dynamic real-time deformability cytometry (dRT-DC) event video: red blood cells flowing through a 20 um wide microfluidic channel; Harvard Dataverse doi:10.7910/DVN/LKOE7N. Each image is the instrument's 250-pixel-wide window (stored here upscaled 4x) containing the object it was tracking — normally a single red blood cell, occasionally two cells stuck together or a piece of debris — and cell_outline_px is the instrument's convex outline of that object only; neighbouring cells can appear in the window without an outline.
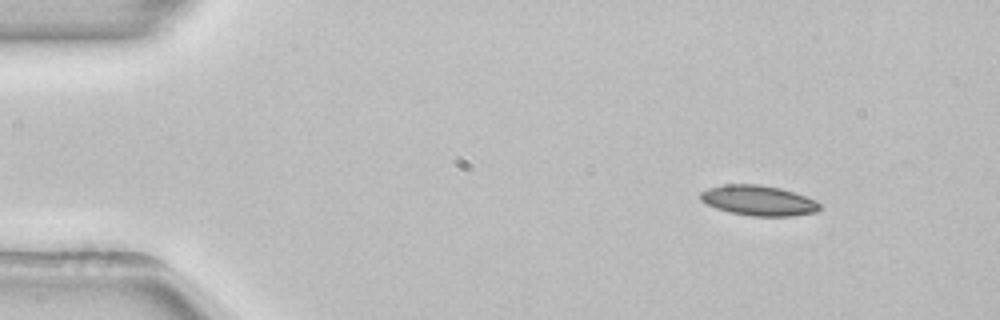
{"species": "common noctule bat (a hibernating species)", "species_latin": "Nyctalus noctula", "temperature_condition": "room temperature", "stored_images_in_passage": 53, "camera_frame_rate_fps": 3000, "um_per_image_px": 0.085, "animal": {"sex": "female", "body_mass_g": 22.7, "forearm_length_mm": 54.2}, "frame": {"image": 1, "passage_image": 6, "time_ms": 1.667, "image_size_px": [1000, 320], "cell_outline_px": [[820, 208], [816, 212], [792, 216], [752, 216], [728, 212], [716, 208], [700, 200], [700, 192], [708, 188], [724, 184], [760, 184], [780, 188], [816, 200], [820, 204]], "centroid_in_image_um": [64.45, 17.04], "position_along_channel_um": 20.5, "area_um2": 20.98}}
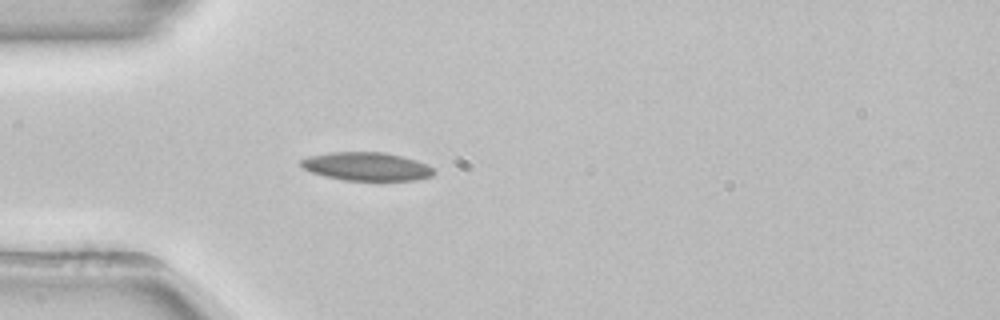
{"frame": {"image": 2, "passage_image": 15, "time_ms": 4.667, "image_size_px": [1000, 320], "cell_outline_px": [[436, 172], [432, 176], [416, 180], [344, 180], [324, 176], [312, 172], [304, 168], [300, 164], [300, 160], [308, 156], [328, 152], [384, 152], [416, 160], [428, 164]], "centroid_in_image_um": [31.16, 14.14], "position_along_channel_um": 53.8, "area_um2": 21.96}}
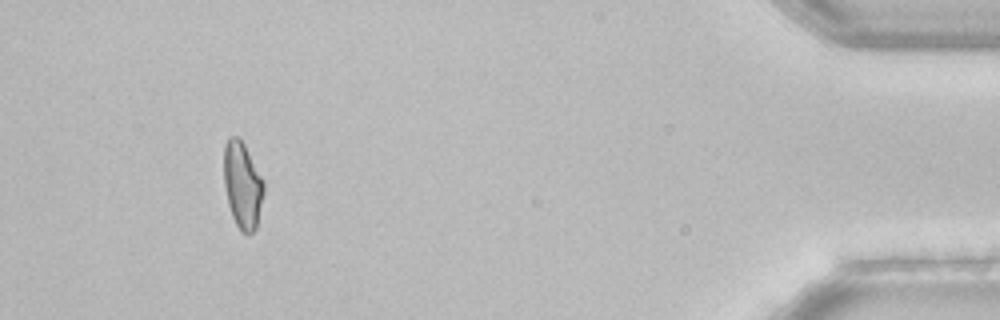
{"frame": {"image": 3, "passage_image": 49, "time_ms": 16.0, "image_size_px": [1000, 320], "cell_outline_px": [[264, 192], [256, 228], [248, 236], [240, 232], [232, 216], [228, 204], [224, 184], [224, 144], [228, 136], [236, 136], [244, 144], [264, 180]], "centroid_in_image_um": [20.61, 15.75], "position_along_channel_um": 414.6, "area_um2": 20.29}, "authors_computed_cell_mechanics": {"area_um2": 20.8658, "velocity_mm_per_s": 3.8585, "shape_relaxation_time_tau1_ms": 8.7883, "shape_relaxation_time_tau2_ms": null, "deformation_change_tau1": 0.1749, "deformation_change_tau2": null}}